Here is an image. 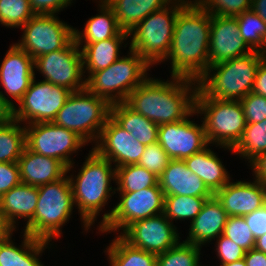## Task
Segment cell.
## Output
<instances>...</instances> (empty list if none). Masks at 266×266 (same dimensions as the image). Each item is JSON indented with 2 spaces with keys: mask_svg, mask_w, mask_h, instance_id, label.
<instances>
[{
  "mask_svg": "<svg viewBox=\"0 0 266 266\" xmlns=\"http://www.w3.org/2000/svg\"><path fill=\"white\" fill-rule=\"evenodd\" d=\"M26 147L40 155L58 159L70 173L75 162L70 155L84 147L87 142L74 131L55 125L53 122H40L25 125Z\"/></svg>",
  "mask_w": 266,
  "mask_h": 266,
  "instance_id": "8fae6325",
  "label": "cell"
},
{
  "mask_svg": "<svg viewBox=\"0 0 266 266\" xmlns=\"http://www.w3.org/2000/svg\"><path fill=\"white\" fill-rule=\"evenodd\" d=\"M220 266H247V265H246V262H245V260L243 258V259L237 260L235 262L223 264V265H220Z\"/></svg>",
  "mask_w": 266,
  "mask_h": 266,
  "instance_id": "11a10c76",
  "label": "cell"
},
{
  "mask_svg": "<svg viewBox=\"0 0 266 266\" xmlns=\"http://www.w3.org/2000/svg\"><path fill=\"white\" fill-rule=\"evenodd\" d=\"M100 13L89 18L83 31L74 28V39L77 45H87L98 41L114 38L123 30L120 28L113 9L106 1H98Z\"/></svg>",
  "mask_w": 266,
  "mask_h": 266,
  "instance_id": "f1b7e54d",
  "label": "cell"
},
{
  "mask_svg": "<svg viewBox=\"0 0 266 266\" xmlns=\"http://www.w3.org/2000/svg\"><path fill=\"white\" fill-rule=\"evenodd\" d=\"M23 237L20 248L13 243L11 236L0 240V266H44L38 256L49 247L50 242L25 232Z\"/></svg>",
  "mask_w": 266,
  "mask_h": 266,
  "instance_id": "484cf974",
  "label": "cell"
},
{
  "mask_svg": "<svg viewBox=\"0 0 266 266\" xmlns=\"http://www.w3.org/2000/svg\"><path fill=\"white\" fill-rule=\"evenodd\" d=\"M246 124L258 123L266 119V97L250 92L240 100Z\"/></svg>",
  "mask_w": 266,
  "mask_h": 266,
  "instance_id": "b9f144b4",
  "label": "cell"
},
{
  "mask_svg": "<svg viewBox=\"0 0 266 266\" xmlns=\"http://www.w3.org/2000/svg\"><path fill=\"white\" fill-rule=\"evenodd\" d=\"M254 238L266 234V206L256 209L250 214L243 216Z\"/></svg>",
  "mask_w": 266,
  "mask_h": 266,
  "instance_id": "f6af8a7d",
  "label": "cell"
},
{
  "mask_svg": "<svg viewBox=\"0 0 266 266\" xmlns=\"http://www.w3.org/2000/svg\"><path fill=\"white\" fill-rule=\"evenodd\" d=\"M38 202V187L20 183L0 197V207L7 220L16 229L17 218L28 224L34 216Z\"/></svg>",
  "mask_w": 266,
  "mask_h": 266,
  "instance_id": "d4e9b609",
  "label": "cell"
},
{
  "mask_svg": "<svg viewBox=\"0 0 266 266\" xmlns=\"http://www.w3.org/2000/svg\"><path fill=\"white\" fill-rule=\"evenodd\" d=\"M35 15L29 0H0V24L21 28Z\"/></svg>",
  "mask_w": 266,
  "mask_h": 266,
  "instance_id": "74e56055",
  "label": "cell"
},
{
  "mask_svg": "<svg viewBox=\"0 0 266 266\" xmlns=\"http://www.w3.org/2000/svg\"><path fill=\"white\" fill-rule=\"evenodd\" d=\"M223 235L239 245L245 251L253 249L255 238L246 224L244 217L229 216L224 227Z\"/></svg>",
  "mask_w": 266,
  "mask_h": 266,
  "instance_id": "ab89813d",
  "label": "cell"
},
{
  "mask_svg": "<svg viewBox=\"0 0 266 266\" xmlns=\"http://www.w3.org/2000/svg\"><path fill=\"white\" fill-rule=\"evenodd\" d=\"M119 236L129 245L155 255L180 242L178 230L164 213L133 222Z\"/></svg>",
  "mask_w": 266,
  "mask_h": 266,
  "instance_id": "9a60e30c",
  "label": "cell"
},
{
  "mask_svg": "<svg viewBox=\"0 0 266 266\" xmlns=\"http://www.w3.org/2000/svg\"><path fill=\"white\" fill-rule=\"evenodd\" d=\"M158 143L171 160H184L209 145L204 124L198 125L188 117L159 125Z\"/></svg>",
  "mask_w": 266,
  "mask_h": 266,
  "instance_id": "2e32d148",
  "label": "cell"
},
{
  "mask_svg": "<svg viewBox=\"0 0 266 266\" xmlns=\"http://www.w3.org/2000/svg\"><path fill=\"white\" fill-rule=\"evenodd\" d=\"M34 67L53 85L72 92L85 89L82 54L74 38L63 49L37 57Z\"/></svg>",
  "mask_w": 266,
  "mask_h": 266,
  "instance_id": "5bb4252c",
  "label": "cell"
},
{
  "mask_svg": "<svg viewBox=\"0 0 266 266\" xmlns=\"http://www.w3.org/2000/svg\"><path fill=\"white\" fill-rule=\"evenodd\" d=\"M244 260L247 266H266V254L255 248L245 252Z\"/></svg>",
  "mask_w": 266,
  "mask_h": 266,
  "instance_id": "f907efd6",
  "label": "cell"
},
{
  "mask_svg": "<svg viewBox=\"0 0 266 266\" xmlns=\"http://www.w3.org/2000/svg\"><path fill=\"white\" fill-rule=\"evenodd\" d=\"M171 159L158 142L145 146L138 165L159 177Z\"/></svg>",
  "mask_w": 266,
  "mask_h": 266,
  "instance_id": "60d3db41",
  "label": "cell"
},
{
  "mask_svg": "<svg viewBox=\"0 0 266 266\" xmlns=\"http://www.w3.org/2000/svg\"><path fill=\"white\" fill-rule=\"evenodd\" d=\"M127 37H129V33L122 31L114 38L87 45H77L81 50L84 73L87 70L89 75L93 74L117 61L120 58L119 50L124 40L128 39Z\"/></svg>",
  "mask_w": 266,
  "mask_h": 266,
  "instance_id": "83f0119b",
  "label": "cell"
},
{
  "mask_svg": "<svg viewBox=\"0 0 266 266\" xmlns=\"http://www.w3.org/2000/svg\"><path fill=\"white\" fill-rule=\"evenodd\" d=\"M110 117L143 145L158 142L159 125L134 111L125 102L111 105Z\"/></svg>",
  "mask_w": 266,
  "mask_h": 266,
  "instance_id": "4316f807",
  "label": "cell"
},
{
  "mask_svg": "<svg viewBox=\"0 0 266 266\" xmlns=\"http://www.w3.org/2000/svg\"><path fill=\"white\" fill-rule=\"evenodd\" d=\"M254 248L266 254V234L255 239Z\"/></svg>",
  "mask_w": 266,
  "mask_h": 266,
  "instance_id": "db71d44e",
  "label": "cell"
},
{
  "mask_svg": "<svg viewBox=\"0 0 266 266\" xmlns=\"http://www.w3.org/2000/svg\"><path fill=\"white\" fill-rule=\"evenodd\" d=\"M12 119L0 123V162H18L26 147L25 127Z\"/></svg>",
  "mask_w": 266,
  "mask_h": 266,
  "instance_id": "1f68e13d",
  "label": "cell"
},
{
  "mask_svg": "<svg viewBox=\"0 0 266 266\" xmlns=\"http://www.w3.org/2000/svg\"><path fill=\"white\" fill-rule=\"evenodd\" d=\"M250 166L253 170V176L255 175L256 180L261 182H266V152L260 154L256 159H254Z\"/></svg>",
  "mask_w": 266,
  "mask_h": 266,
  "instance_id": "c3c4849f",
  "label": "cell"
},
{
  "mask_svg": "<svg viewBox=\"0 0 266 266\" xmlns=\"http://www.w3.org/2000/svg\"><path fill=\"white\" fill-rule=\"evenodd\" d=\"M211 15L235 17L251 10L252 0H193Z\"/></svg>",
  "mask_w": 266,
  "mask_h": 266,
  "instance_id": "f35d334b",
  "label": "cell"
},
{
  "mask_svg": "<svg viewBox=\"0 0 266 266\" xmlns=\"http://www.w3.org/2000/svg\"><path fill=\"white\" fill-rule=\"evenodd\" d=\"M93 147L99 156L115 163V168L138 164L145 149V145L121 128L111 117L107 119Z\"/></svg>",
  "mask_w": 266,
  "mask_h": 266,
  "instance_id": "e0dca14e",
  "label": "cell"
},
{
  "mask_svg": "<svg viewBox=\"0 0 266 266\" xmlns=\"http://www.w3.org/2000/svg\"><path fill=\"white\" fill-rule=\"evenodd\" d=\"M109 67L87 75L85 88L110 105L125 102L148 76L150 65L134 50Z\"/></svg>",
  "mask_w": 266,
  "mask_h": 266,
  "instance_id": "52a82bcc",
  "label": "cell"
},
{
  "mask_svg": "<svg viewBox=\"0 0 266 266\" xmlns=\"http://www.w3.org/2000/svg\"><path fill=\"white\" fill-rule=\"evenodd\" d=\"M252 51L241 37L236 17L211 15L209 66L230 61Z\"/></svg>",
  "mask_w": 266,
  "mask_h": 266,
  "instance_id": "ac0fdd59",
  "label": "cell"
},
{
  "mask_svg": "<svg viewBox=\"0 0 266 266\" xmlns=\"http://www.w3.org/2000/svg\"><path fill=\"white\" fill-rule=\"evenodd\" d=\"M252 92L266 97V58L260 63L257 69Z\"/></svg>",
  "mask_w": 266,
  "mask_h": 266,
  "instance_id": "7dc6e473",
  "label": "cell"
},
{
  "mask_svg": "<svg viewBox=\"0 0 266 266\" xmlns=\"http://www.w3.org/2000/svg\"><path fill=\"white\" fill-rule=\"evenodd\" d=\"M8 98L0 91V123H5L13 119V108L15 105Z\"/></svg>",
  "mask_w": 266,
  "mask_h": 266,
  "instance_id": "681fc988",
  "label": "cell"
},
{
  "mask_svg": "<svg viewBox=\"0 0 266 266\" xmlns=\"http://www.w3.org/2000/svg\"><path fill=\"white\" fill-rule=\"evenodd\" d=\"M211 197L169 195L165 196L164 214L169 221L192 219L200 213L206 200Z\"/></svg>",
  "mask_w": 266,
  "mask_h": 266,
  "instance_id": "d590c367",
  "label": "cell"
},
{
  "mask_svg": "<svg viewBox=\"0 0 266 266\" xmlns=\"http://www.w3.org/2000/svg\"><path fill=\"white\" fill-rule=\"evenodd\" d=\"M171 78V81H163L147 77L129 94L125 103L157 125L198 115L195 110L198 82L180 77Z\"/></svg>",
  "mask_w": 266,
  "mask_h": 266,
  "instance_id": "7a4b0ae2",
  "label": "cell"
},
{
  "mask_svg": "<svg viewBox=\"0 0 266 266\" xmlns=\"http://www.w3.org/2000/svg\"><path fill=\"white\" fill-rule=\"evenodd\" d=\"M232 152L248 159L249 163L266 152V119L246 124L242 137Z\"/></svg>",
  "mask_w": 266,
  "mask_h": 266,
  "instance_id": "836d02e7",
  "label": "cell"
},
{
  "mask_svg": "<svg viewBox=\"0 0 266 266\" xmlns=\"http://www.w3.org/2000/svg\"><path fill=\"white\" fill-rule=\"evenodd\" d=\"M200 246L179 242L175 247L157 255L156 266H202L200 265Z\"/></svg>",
  "mask_w": 266,
  "mask_h": 266,
  "instance_id": "8d00e7d4",
  "label": "cell"
},
{
  "mask_svg": "<svg viewBox=\"0 0 266 266\" xmlns=\"http://www.w3.org/2000/svg\"><path fill=\"white\" fill-rule=\"evenodd\" d=\"M211 14L190 1L175 21L166 60L171 61V77L198 82L209 67Z\"/></svg>",
  "mask_w": 266,
  "mask_h": 266,
  "instance_id": "6da1fadb",
  "label": "cell"
},
{
  "mask_svg": "<svg viewBox=\"0 0 266 266\" xmlns=\"http://www.w3.org/2000/svg\"><path fill=\"white\" fill-rule=\"evenodd\" d=\"M228 216L243 217L264 205L263 182H228L213 194Z\"/></svg>",
  "mask_w": 266,
  "mask_h": 266,
  "instance_id": "ffe728a7",
  "label": "cell"
},
{
  "mask_svg": "<svg viewBox=\"0 0 266 266\" xmlns=\"http://www.w3.org/2000/svg\"><path fill=\"white\" fill-rule=\"evenodd\" d=\"M195 110L203 115L207 142L221 148L232 149L242 137L246 126L240 101L209 98L199 87L195 97Z\"/></svg>",
  "mask_w": 266,
  "mask_h": 266,
  "instance_id": "ba28073f",
  "label": "cell"
},
{
  "mask_svg": "<svg viewBox=\"0 0 266 266\" xmlns=\"http://www.w3.org/2000/svg\"><path fill=\"white\" fill-rule=\"evenodd\" d=\"M73 206V192L67 174L58 181L39 186L33 219L22 232L48 242L57 239L62 226L71 218Z\"/></svg>",
  "mask_w": 266,
  "mask_h": 266,
  "instance_id": "5b68a950",
  "label": "cell"
},
{
  "mask_svg": "<svg viewBox=\"0 0 266 266\" xmlns=\"http://www.w3.org/2000/svg\"><path fill=\"white\" fill-rule=\"evenodd\" d=\"M17 163L21 183L36 187L58 181L67 174V167L61 161L37 154L27 147Z\"/></svg>",
  "mask_w": 266,
  "mask_h": 266,
  "instance_id": "7402d4cb",
  "label": "cell"
},
{
  "mask_svg": "<svg viewBox=\"0 0 266 266\" xmlns=\"http://www.w3.org/2000/svg\"><path fill=\"white\" fill-rule=\"evenodd\" d=\"M20 183L18 163L0 162V197Z\"/></svg>",
  "mask_w": 266,
  "mask_h": 266,
  "instance_id": "ee69618b",
  "label": "cell"
},
{
  "mask_svg": "<svg viewBox=\"0 0 266 266\" xmlns=\"http://www.w3.org/2000/svg\"><path fill=\"white\" fill-rule=\"evenodd\" d=\"M228 214L213 195L207 199L200 213L190 222L187 239L184 241L195 246L204 245L217 239L224 232Z\"/></svg>",
  "mask_w": 266,
  "mask_h": 266,
  "instance_id": "603a6c76",
  "label": "cell"
},
{
  "mask_svg": "<svg viewBox=\"0 0 266 266\" xmlns=\"http://www.w3.org/2000/svg\"><path fill=\"white\" fill-rule=\"evenodd\" d=\"M158 184L165 196H213L201 178L187 168L184 160H170L168 166L159 176Z\"/></svg>",
  "mask_w": 266,
  "mask_h": 266,
  "instance_id": "44dd1931",
  "label": "cell"
},
{
  "mask_svg": "<svg viewBox=\"0 0 266 266\" xmlns=\"http://www.w3.org/2000/svg\"><path fill=\"white\" fill-rule=\"evenodd\" d=\"M111 105L86 88L72 92L58 111L53 123L74 131L87 143L98 140L110 117Z\"/></svg>",
  "mask_w": 266,
  "mask_h": 266,
  "instance_id": "9c48e42d",
  "label": "cell"
},
{
  "mask_svg": "<svg viewBox=\"0 0 266 266\" xmlns=\"http://www.w3.org/2000/svg\"><path fill=\"white\" fill-rule=\"evenodd\" d=\"M73 0H29L35 14H56L70 5Z\"/></svg>",
  "mask_w": 266,
  "mask_h": 266,
  "instance_id": "bcb514c9",
  "label": "cell"
},
{
  "mask_svg": "<svg viewBox=\"0 0 266 266\" xmlns=\"http://www.w3.org/2000/svg\"><path fill=\"white\" fill-rule=\"evenodd\" d=\"M104 252L110 266H156L157 255L135 248L124 241L119 235L115 237Z\"/></svg>",
  "mask_w": 266,
  "mask_h": 266,
  "instance_id": "4dcf8cb0",
  "label": "cell"
},
{
  "mask_svg": "<svg viewBox=\"0 0 266 266\" xmlns=\"http://www.w3.org/2000/svg\"><path fill=\"white\" fill-rule=\"evenodd\" d=\"M265 58L266 53L253 50L230 61L209 66L198 81V87L209 98L240 101L252 92L257 69Z\"/></svg>",
  "mask_w": 266,
  "mask_h": 266,
  "instance_id": "277c9868",
  "label": "cell"
},
{
  "mask_svg": "<svg viewBox=\"0 0 266 266\" xmlns=\"http://www.w3.org/2000/svg\"><path fill=\"white\" fill-rule=\"evenodd\" d=\"M56 15L35 14L21 27L22 39L15 44L34 60L63 49L74 38V28L60 21Z\"/></svg>",
  "mask_w": 266,
  "mask_h": 266,
  "instance_id": "7c38bea8",
  "label": "cell"
},
{
  "mask_svg": "<svg viewBox=\"0 0 266 266\" xmlns=\"http://www.w3.org/2000/svg\"><path fill=\"white\" fill-rule=\"evenodd\" d=\"M154 173L138 164H130L116 168V191L129 193L140 191L158 184Z\"/></svg>",
  "mask_w": 266,
  "mask_h": 266,
  "instance_id": "d6a6232c",
  "label": "cell"
},
{
  "mask_svg": "<svg viewBox=\"0 0 266 266\" xmlns=\"http://www.w3.org/2000/svg\"><path fill=\"white\" fill-rule=\"evenodd\" d=\"M245 43L252 49L266 53V23L252 10L235 16Z\"/></svg>",
  "mask_w": 266,
  "mask_h": 266,
  "instance_id": "e575fe53",
  "label": "cell"
},
{
  "mask_svg": "<svg viewBox=\"0 0 266 266\" xmlns=\"http://www.w3.org/2000/svg\"><path fill=\"white\" fill-rule=\"evenodd\" d=\"M15 228L7 220L5 214L0 207V240L6 239L12 236Z\"/></svg>",
  "mask_w": 266,
  "mask_h": 266,
  "instance_id": "816d5d0a",
  "label": "cell"
},
{
  "mask_svg": "<svg viewBox=\"0 0 266 266\" xmlns=\"http://www.w3.org/2000/svg\"><path fill=\"white\" fill-rule=\"evenodd\" d=\"M188 0H172L168 6L144 18L129 35V49L137 52L151 67L165 61L170 49L175 21Z\"/></svg>",
  "mask_w": 266,
  "mask_h": 266,
  "instance_id": "8992f818",
  "label": "cell"
},
{
  "mask_svg": "<svg viewBox=\"0 0 266 266\" xmlns=\"http://www.w3.org/2000/svg\"><path fill=\"white\" fill-rule=\"evenodd\" d=\"M263 198H264V205L266 206V182L263 183Z\"/></svg>",
  "mask_w": 266,
  "mask_h": 266,
  "instance_id": "9f6ffc18",
  "label": "cell"
},
{
  "mask_svg": "<svg viewBox=\"0 0 266 266\" xmlns=\"http://www.w3.org/2000/svg\"><path fill=\"white\" fill-rule=\"evenodd\" d=\"M245 252L244 249L223 234L216 240V256H218L221 265L243 259Z\"/></svg>",
  "mask_w": 266,
  "mask_h": 266,
  "instance_id": "7bdbcfd3",
  "label": "cell"
},
{
  "mask_svg": "<svg viewBox=\"0 0 266 266\" xmlns=\"http://www.w3.org/2000/svg\"><path fill=\"white\" fill-rule=\"evenodd\" d=\"M187 168L196 174L214 194L231 179L223 162L208 146L202 151L184 159Z\"/></svg>",
  "mask_w": 266,
  "mask_h": 266,
  "instance_id": "cb8c5ba5",
  "label": "cell"
},
{
  "mask_svg": "<svg viewBox=\"0 0 266 266\" xmlns=\"http://www.w3.org/2000/svg\"><path fill=\"white\" fill-rule=\"evenodd\" d=\"M123 31H132L144 18L172 0H105Z\"/></svg>",
  "mask_w": 266,
  "mask_h": 266,
  "instance_id": "f546056e",
  "label": "cell"
},
{
  "mask_svg": "<svg viewBox=\"0 0 266 266\" xmlns=\"http://www.w3.org/2000/svg\"><path fill=\"white\" fill-rule=\"evenodd\" d=\"M120 201L103 215L102 233L124 230L133 222L164 213L165 195L159 184L140 191L119 193Z\"/></svg>",
  "mask_w": 266,
  "mask_h": 266,
  "instance_id": "30bf717a",
  "label": "cell"
},
{
  "mask_svg": "<svg viewBox=\"0 0 266 266\" xmlns=\"http://www.w3.org/2000/svg\"><path fill=\"white\" fill-rule=\"evenodd\" d=\"M86 157L78 175L75 177L70 175L69 179L74 205L78 206L81 222L88 231L95 223L102 207L105 208L108 199L116 193V189L110 186L111 181L116 179V168H113L108 159L99 156L93 149Z\"/></svg>",
  "mask_w": 266,
  "mask_h": 266,
  "instance_id": "3957f363",
  "label": "cell"
},
{
  "mask_svg": "<svg viewBox=\"0 0 266 266\" xmlns=\"http://www.w3.org/2000/svg\"><path fill=\"white\" fill-rule=\"evenodd\" d=\"M32 80L22 99L13 108V119L26 122V125L53 122L58 111L72 93L69 89L53 85L47 81Z\"/></svg>",
  "mask_w": 266,
  "mask_h": 266,
  "instance_id": "4fadbf2b",
  "label": "cell"
},
{
  "mask_svg": "<svg viewBox=\"0 0 266 266\" xmlns=\"http://www.w3.org/2000/svg\"><path fill=\"white\" fill-rule=\"evenodd\" d=\"M251 10L266 23V0H252Z\"/></svg>",
  "mask_w": 266,
  "mask_h": 266,
  "instance_id": "f5cc1de1",
  "label": "cell"
},
{
  "mask_svg": "<svg viewBox=\"0 0 266 266\" xmlns=\"http://www.w3.org/2000/svg\"><path fill=\"white\" fill-rule=\"evenodd\" d=\"M34 59L15 43L6 52L0 65V85L17 103L35 77Z\"/></svg>",
  "mask_w": 266,
  "mask_h": 266,
  "instance_id": "d6986e66",
  "label": "cell"
}]
</instances>
